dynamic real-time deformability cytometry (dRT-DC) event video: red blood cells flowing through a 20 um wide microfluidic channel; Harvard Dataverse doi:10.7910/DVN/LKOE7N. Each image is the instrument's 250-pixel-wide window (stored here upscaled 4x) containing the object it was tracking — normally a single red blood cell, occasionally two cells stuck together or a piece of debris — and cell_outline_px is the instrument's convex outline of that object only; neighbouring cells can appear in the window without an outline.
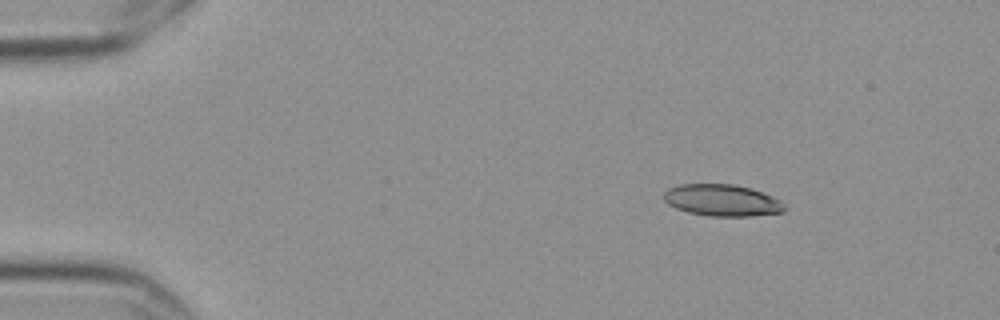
{"species": "Egyptian fruit bat (a non-hibernating species)", "species_latin": "Rousettus aegyptiacus", "temperature_condition": "cold", "stored_images_in_passage": 5, "camera_frame_rate_fps": 3000, "um_per_image_px": 0.085, "frame": {"image": 1, "passage_image": 1, "time_ms": 0.0, "image_size_px": [1000, 320], "cell_outline_px": [[788, 208], [784, 212], [752, 216], [708, 216], [688, 212], [676, 208], [668, 204], [664, 200], [664, 192], [668, 188], [680, 184], [732, 184], [752, 188], [772, 196], [780, 200]], "centroid_in_image_um": [61.4, 17.03], "position_along_channel_um": 23.6, "area_um2": 22.48}}
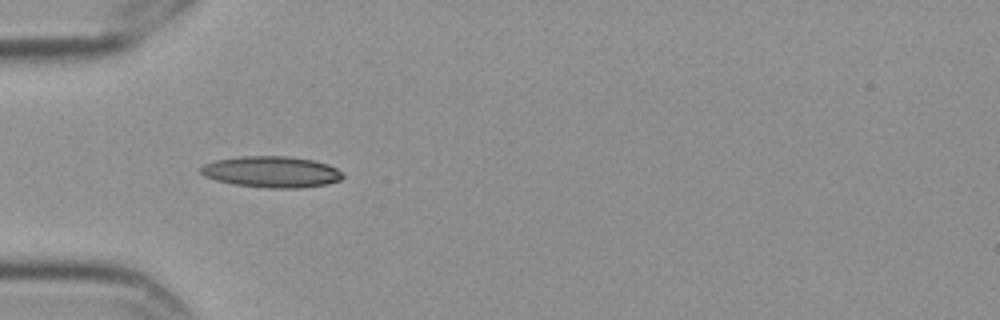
{"frame": {"image": 2, "passage_image": 4, "time_ms": 1.0, "image_size_px": [1000, 320], "cell_outline_px": [[344, 176], [340, 180], [324, 184], [300, 188], [268, 188], [232, 184], [216, 180], [204, 176], [200, 172], [200, 168], [204, 164], [216, 160], [240, 156], [288, 156], [312, 160], [328, 164], [344, 172]], "centroid_in_image_um": [23.08, 14.61], "position_along_channel_um": 61.9, "area_um2": 25.89}}
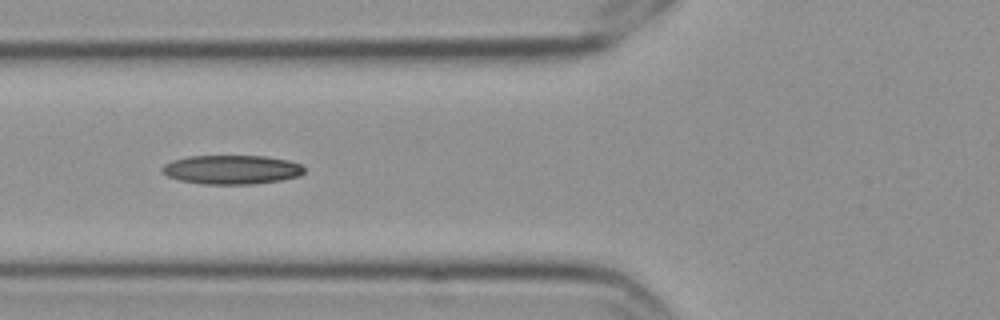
{"frame": {"image": 3, "passage_image": 5, "time_ms": 1.333, "image_size_px": [1000, 320], "cell_outline_px": [[304, 172], [300, 176], [280, 180], [252, 184], [200, 184], [180, 180], [168, 176], [160, 172], [160, 168], [164, 164], [172, 160], [188, 156], [264, 156], [288, 160], [300, 164], [304, 168]], "centroid_in_image_um": [19.66, 14.42], "position_along_channel_um": 106.1, "area_um2": 24.16}}